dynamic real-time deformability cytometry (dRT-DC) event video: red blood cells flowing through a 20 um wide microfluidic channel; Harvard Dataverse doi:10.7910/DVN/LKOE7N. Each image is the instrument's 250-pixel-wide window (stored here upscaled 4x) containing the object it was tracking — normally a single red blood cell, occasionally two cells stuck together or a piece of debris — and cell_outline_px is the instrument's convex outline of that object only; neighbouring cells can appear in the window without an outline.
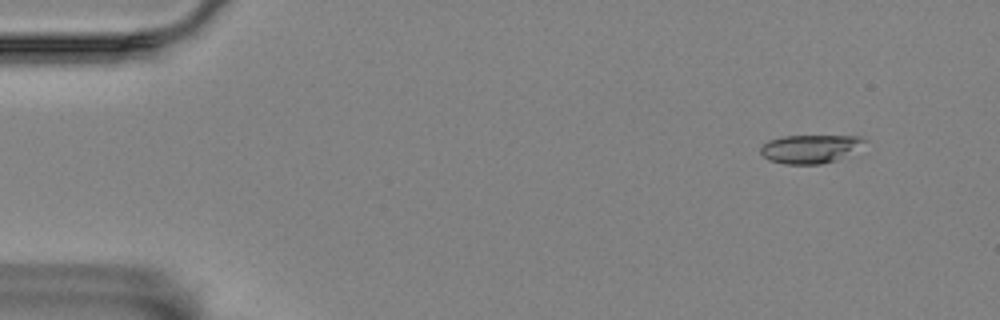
{"species": "Egyptian fruit bat (a non-hibernating species)", "species_latin": "Rousettus aegyptiacus", "temperature_condition": "room temperature", "stored_images_in_passage": 6, "camera_frame_rate_fps": 3000, "um_per_image_px": 0.085, "animal": {"sex": "female"}, "frame": {"image": 1, "passage_image": 2, "time_ms": 1.0, "image_size_px": [1000, 320], "cell_outline_px": [[868, 140], [836, 160], [820, 164], [784, 164], [772, 160], [764, 156], [760, 152], [760, 148], [768, 140], [784, 136], [860, 136]], "centroid_in_image_um": [68.81, 12.64], "position_along_channel_um": 16.2, "area_um2": 16.76}}
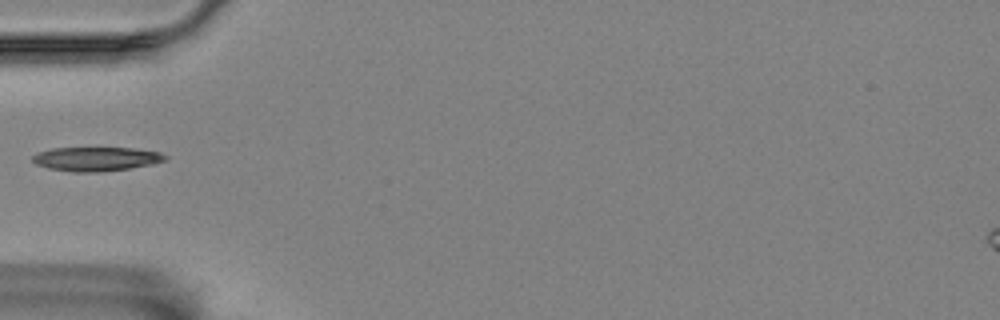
{"frame": {"image": 2, "passage_image": 6, "time_ms": 5.667, "image_size_px": [1000, 320], "cell_outline_px": [[168, 160], [152, 164], [128, 168], [100, 172], [72, 172], [48, 168], [36, 164], [32, 160], [32, 156], [36, 152], [52, 148], [132, 148], [160, 152], [168, 156]], "centroid_in_image_um": [8.17, 13.51], "position_along_channel_um": 76.8, "area_um2": 18.67}}